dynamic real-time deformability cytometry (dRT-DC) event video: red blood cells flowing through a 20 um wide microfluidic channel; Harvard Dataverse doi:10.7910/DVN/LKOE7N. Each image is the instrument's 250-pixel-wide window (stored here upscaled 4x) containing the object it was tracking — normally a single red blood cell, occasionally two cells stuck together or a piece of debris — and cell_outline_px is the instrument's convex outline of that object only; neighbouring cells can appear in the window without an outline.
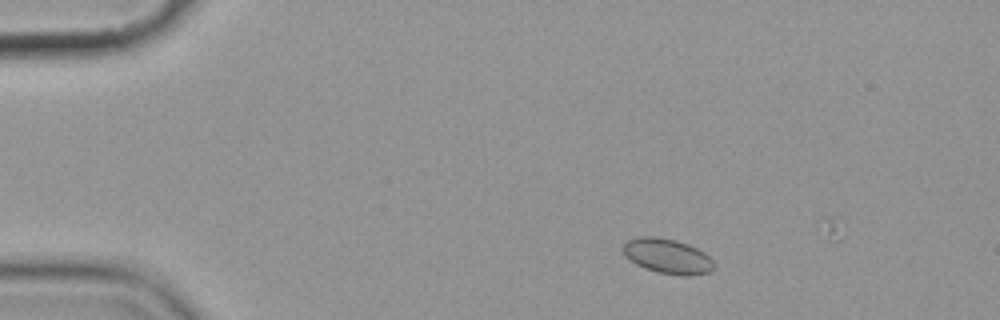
{"species": "common noctule bat (a hibernating species)", "species_latin": "Nyctalus noctula", "temperature_condition": "cold", "stored_images_in_passage": 6, "camera_frame_rate_fps": 3000, "um_per_image_px": 0.085, "animal": {"sex": "female", "body_mass_g": 19.9}, "frame": {"image": 1, "passage_image": 2, "time_ms": 1.333, "image_size_px": [1000, 320], "cell_outline_px": [[716, 268], [708, 272], [688, 276], [684, 276], [656, 272], [644, 268], [636, 264], [624, 256], [620, 248], [628, 240], [640, 236], [656, 236], [676, 240], [688, 244], [704, 252], [716, 264]], "centroid_in_image_um": [56.71, 21.77], "position_along_channel_um": 28.3, "area_um2": 18.79}}